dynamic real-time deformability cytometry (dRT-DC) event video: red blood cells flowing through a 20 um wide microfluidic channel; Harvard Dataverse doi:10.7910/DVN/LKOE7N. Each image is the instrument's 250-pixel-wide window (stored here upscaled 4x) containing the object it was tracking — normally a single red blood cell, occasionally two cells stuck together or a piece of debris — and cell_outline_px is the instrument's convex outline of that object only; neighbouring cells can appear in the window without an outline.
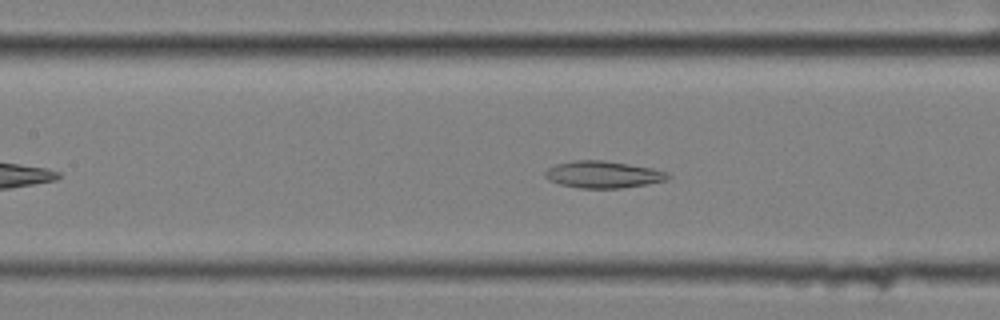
{"species": "common noctule bat (a hibernating species)", "species_latin": "Nyctalus noctula", "temperature_condition": "cold", "stored_images_in_passage": 49, "camera_frame_rate_fps": 3000, "um_per_image_px": 0.085, "animal": {"sex": "female", "body_mass_g": 25.1}, "frame": {"image": 1, "passage_image": 17, "time_ms": 5.333, "image_size_px": [1000, 320], "cell_outline_px": [[672, 176], [664, 180], [648, 184], [620, 188], [580, 188], [560, 184], [548, 180], [544, 176], [544, 172], [548, 168], [556, 164], [572, 160], [604, 160], [652, 168], [668, 172]], "centroid_in_image_um": [51.24, 14.83], "position_along_channel_um": 156.2, "area_um2": 19.31}}
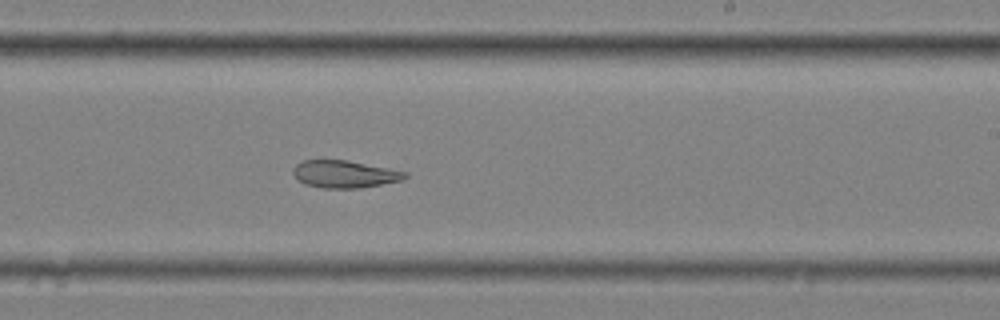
{"frame": {"image": 2, "passage_image": 26, "time_ms": 8.333, "image_size_px": [1000, 320], "cell_outline_px": [[408, 176], [404, 180], [360, 188], [320, 188], [304, 184], [296, 180], [292, 172], [292, 168], [296, 164], [304, 160], [348, 160], [408, 172]], "centroid_in_image_um": [29.27, 14.8], "position_along_channel_um": 259.7, "area_um2": 18.09}}
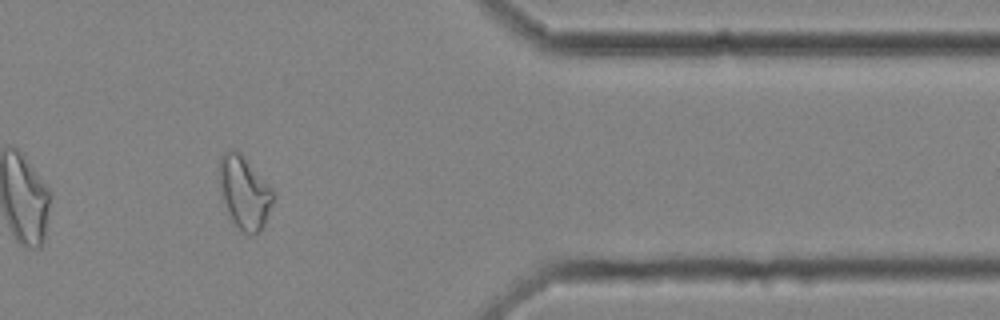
{"frame": {"image": 3, "passage_image": 39, "time_ms": 12.667, "image_size_px": [1000, 320], "cell_outline_px": [[276, 196], [264, 224], [256, 232], [244, 232], [232, 220], [228, 212], [220, 192], [220, 156], [224, 152], [236, 148], [240, 152], [272, 188]], "centroid_in_image_um": [20.78, 16.3], "position_along_channel_um": 390.6, "area_um2": 22.37}, "authors_computed_cell_mechanics": {"area_um2": 21.386, "velocity_mm_per_s": 3.463, "shape_relaxation_time_tau1_ms": null, "shape_relaxation_time_tau2_ms": 5.7719, "deformation_change_tau1": null, "deformation_change_tau2": 0.1356}}